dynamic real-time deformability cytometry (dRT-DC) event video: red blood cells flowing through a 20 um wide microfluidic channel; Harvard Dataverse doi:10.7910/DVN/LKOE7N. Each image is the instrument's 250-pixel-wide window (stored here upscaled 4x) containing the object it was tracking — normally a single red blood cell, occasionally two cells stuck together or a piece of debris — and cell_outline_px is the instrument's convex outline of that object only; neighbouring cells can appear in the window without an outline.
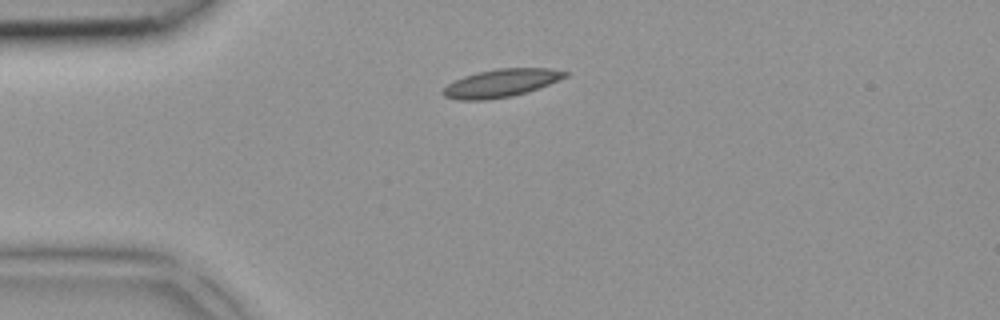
{"species": "common noctule bat (a hibernating species)", "species_latin": "Nyctalus noctula", "temperature_condition": "room temperature", "stored_images_in_passage": 2, "camera_frame_rate_fps": 3000, "um_per_image_px": 0.085, "animal": {"sex": "female", "body_mass_g": 18.4}, "frame": {"image": 1, "passage_image": 1, "time_ms": 0.0, "image_size_px": [1000, 320], "cell_outline_px": [[568, 76], [548, 84], [512, 96], [484, 100], [460, 100], [444, 96], [440, 92], [448, 84], [464, 76], [476, 72], [496, 68], [548, 68], [568, 72]], "centroid_in_image_um": [42.56, 7.05], "position_along_channel_um": 42.4, "area_um2": 19.65}}